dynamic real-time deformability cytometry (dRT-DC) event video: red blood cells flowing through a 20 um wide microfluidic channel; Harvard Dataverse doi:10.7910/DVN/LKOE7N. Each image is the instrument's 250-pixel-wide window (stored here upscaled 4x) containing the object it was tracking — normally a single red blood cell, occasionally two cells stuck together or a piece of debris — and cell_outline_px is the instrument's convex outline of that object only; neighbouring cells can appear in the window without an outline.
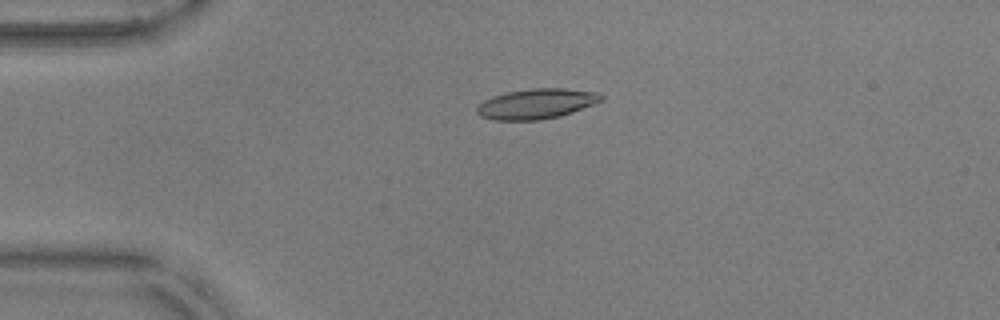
{"species": "common noctule bat (a hibernating species)", "species_latin": "Nyctalus noctula", "temperature_condition": "warm", "stored_images_in_passage": 41, "camera_frame_rate_fps": 3000, "um_per_image_px": 0.085, "animal": {"sex": "male", "body_mass_g": 17.9, "forearm_length_mm": 54.2}, "frame": {"image": 1, "passage_image": 1, "time_ms": 0.0, "image_size_px": [1000, 320], "cell_outline_px": [[604, 100], [572, 112], [560, 116], [540, 120], [492, 120], [480, 116], [476, 112], [476, 108], [484, 100], [492, 96], [508, 92], [532, 88], [564, 88], [600, 92], [604, 96]], "centroid_in_image_um": [45.62, 8.82], "position_along_channel_um": 39.4, "area_um2": 21.96}}
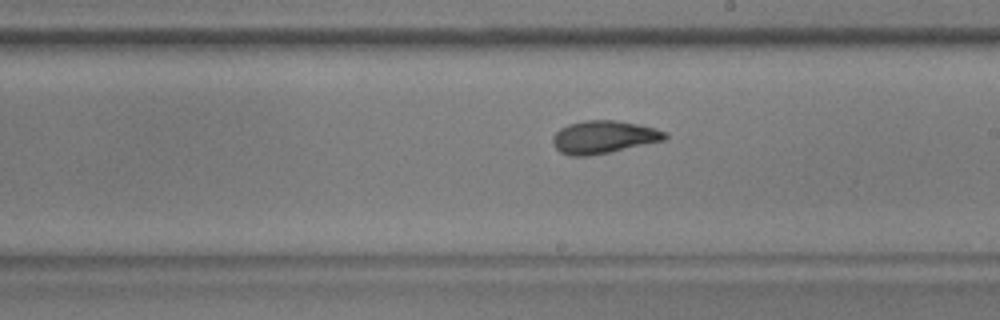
{"frame": {"image": 2, "passage_image": 19, "time_ms": 6.0, "image_size_px": [1000, 320], "cell_outline_px": [[668, 136], [664, 140], [608, 152], [588, 156], [568, 156], [560, 152], [552, 144], [552, 136], [560, 128], [568, 124], [584, 120], [616, 120], [640, 124], [656, 128], [668, 132]], "centroid_in_image_um": [51.29, 11.64], "position_along_channel_um": 237.7, "area_um2": 21.56}}
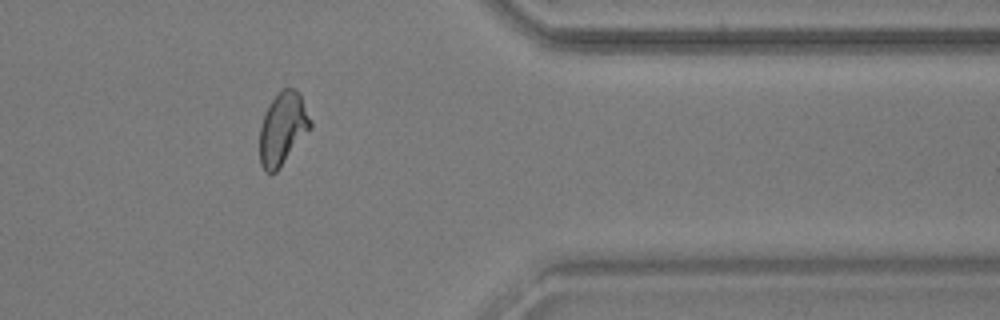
{"frame": {"image": 3, "passage_image": 32, "time_ms": 10.333, "image_size_px": [1000, 320], "cell_outline_px": [[312, 128], [276, 172], [264, 172], [260, 164], [260, 128], [264, 112], [268, 104], [284, 88], [296, 88], [312, 120]], "centroid_in_image_um": [24.03, 10.94], "position_along_channel_um": 387.4, "area_um2": 21.44}, "authors_computed_cell_mechanics": {"area_um2": 21.4438, "velocity_mm_per_s": 3.8141, "shape_relaxation_time_tau1_ms": 6.6259, "shape_relaxation_time_tau2_ms": 2.1381, "deformation_change_tau1": 0.1806, "deformation_change_tau2": 0.0766}}